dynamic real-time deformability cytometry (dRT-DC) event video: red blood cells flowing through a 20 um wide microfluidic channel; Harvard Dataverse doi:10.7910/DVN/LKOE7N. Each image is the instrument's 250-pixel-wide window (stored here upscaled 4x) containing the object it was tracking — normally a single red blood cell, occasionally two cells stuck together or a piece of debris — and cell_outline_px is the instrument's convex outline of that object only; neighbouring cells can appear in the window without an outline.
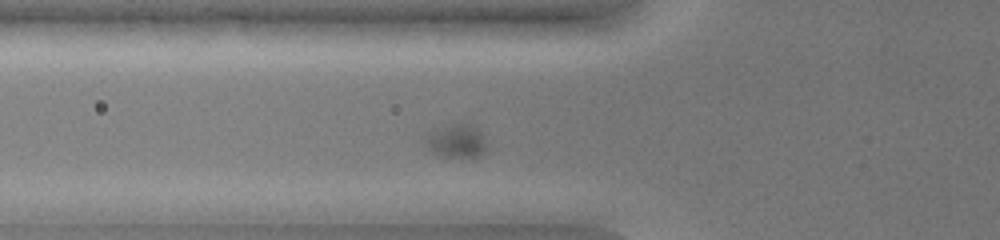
{"species": "common noctule bat (a hibernating species)", "species_latin": "Nyctalus noctula", "temperature_condition": "warm", "stored_images_in_passage": 33, "camera_frame_rate_fps": 3000, "um_per_image_px": 0.085, "animal": {"sex": "female", "body_mass_g": 19.0, "forearm_length_mm": 51.5}, "frame": {"image": 1, "passage_image": 10, "time_ms": 3.0, "image_size_px": [1000, 240], "cell_outline_px": [[488, 144], [484, 152], [480, 156], [444, 156], [432, 152], [420, 140], [428, 132], [452, 124], [476, 124]], "centroid_in_image_um": [38.78, 11.96], "position_along_channel_um": 87.0, "area_um2": 12.14}}
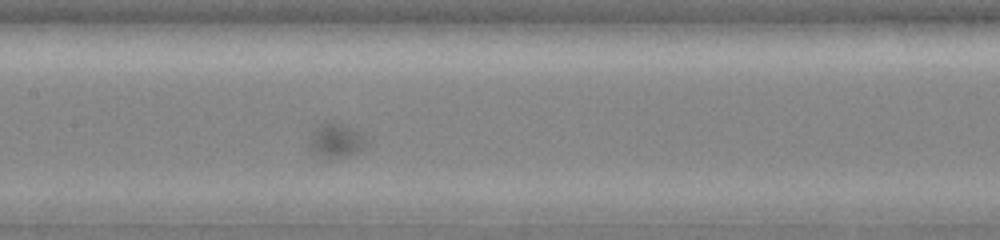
{"frame": {"image": 2, "passage_image": 15, "time_ms": 4.667, "image_size_px": [1000, 240], "cell_outline_px": [[368, 144], [348, 156], [324, 156], [308, 152], [308, 140], [312, 132], [320, 124], [328, 120], [332, 120], [348, 124], [360, 132]], "centroid_in_image_um": [28.51, 11.87], "position_along_channel_um": 178.9, "area_um2": 11.5}}
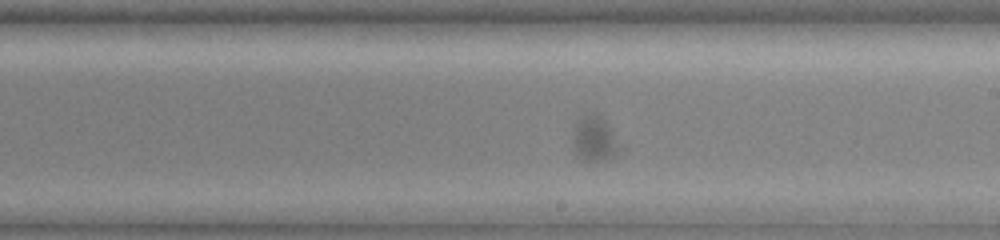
{"frame": {"image": 3, "passage_image": 19, "time_ms": 6.0, "image_size_px": [1000, 240], "cell_outline_px": [[616, 156], [592, 164], [580, 160], [576, 156], [572, 148], [572, 140], [576, 120], [580, 116], [592, 112], [596, 112], [604, 120], [608, 128], [616, 148]], "centroid_in_image_um": [50.37, 11.84], "position_along_channel_um": 238.6, "area_um2": 12.2}}